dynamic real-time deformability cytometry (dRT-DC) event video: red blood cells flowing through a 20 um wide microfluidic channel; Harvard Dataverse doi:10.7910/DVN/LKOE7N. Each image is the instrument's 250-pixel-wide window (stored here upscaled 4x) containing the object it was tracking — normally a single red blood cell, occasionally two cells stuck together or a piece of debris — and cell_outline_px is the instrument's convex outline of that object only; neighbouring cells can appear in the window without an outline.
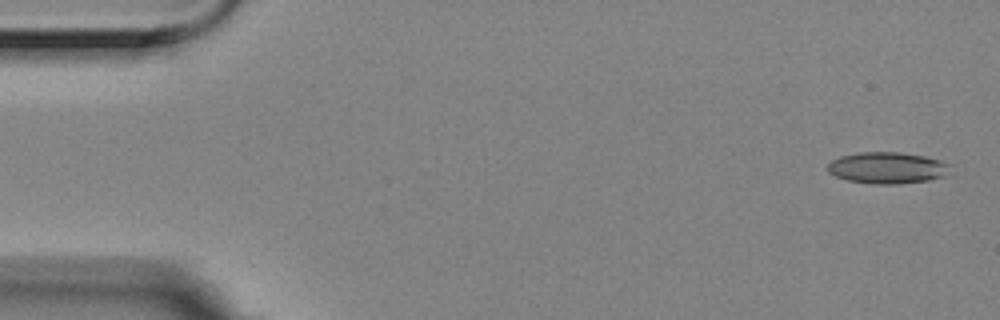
{"species": "Egyptian fruit bat (a non-hibernating species)", "species_latin": "Rousettus aegyptiacus", "temperature_condition": "room temperature", "stored_images_in_passage": 4, "camera_frame_rate_fps": 3000, "um_per_image_px": 0.085, "animal": {"sex": "female"}, "frame": {"image": 1, "passage_image": 1, "time_ms": 0.0, "image_size_px": [1000, 320], "cell_outline_px": [[952, 164], [940, 176], [928, 180], [900, 184], [872, 184], [848, 180], [836, 176], [828, 172], [828, 164], [832, 160], [840, 156], [860, 152], [900, 152], [924, 156], [940, 160]], "centroid_in_image_um": [75.38, 14.26], "position_along_channel_um": 9.6, "area_um2": 22.25}}
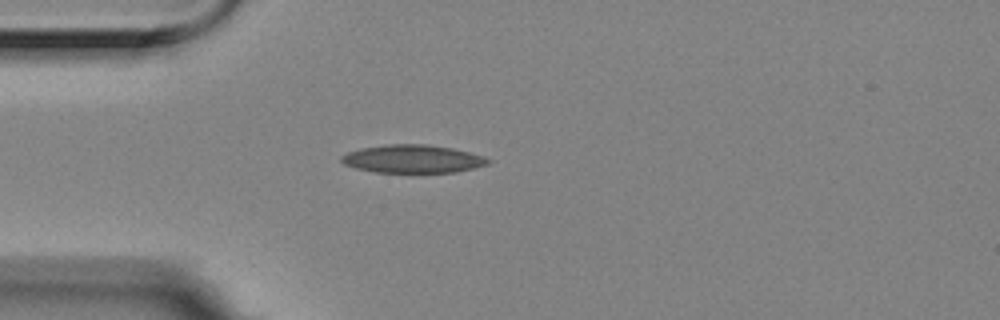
{"frame": {"image": 2, "passage_image": 4, "time_ms": 1.0, "image_size_px": [1000, 320], "cell_outline_px": [[492, 160], [488, 164], [456, 172], [376, 172], [356, 168], [344, 164], [340, 160], [340, 156], [348, 152], [364, 148], [388, 144], [424, 144], [452, 148], [484, 156]], "centroid_in_image_um": [35.08, 13.5], "position_along_channel_um": 49.9, "area_um2": 23.76}}